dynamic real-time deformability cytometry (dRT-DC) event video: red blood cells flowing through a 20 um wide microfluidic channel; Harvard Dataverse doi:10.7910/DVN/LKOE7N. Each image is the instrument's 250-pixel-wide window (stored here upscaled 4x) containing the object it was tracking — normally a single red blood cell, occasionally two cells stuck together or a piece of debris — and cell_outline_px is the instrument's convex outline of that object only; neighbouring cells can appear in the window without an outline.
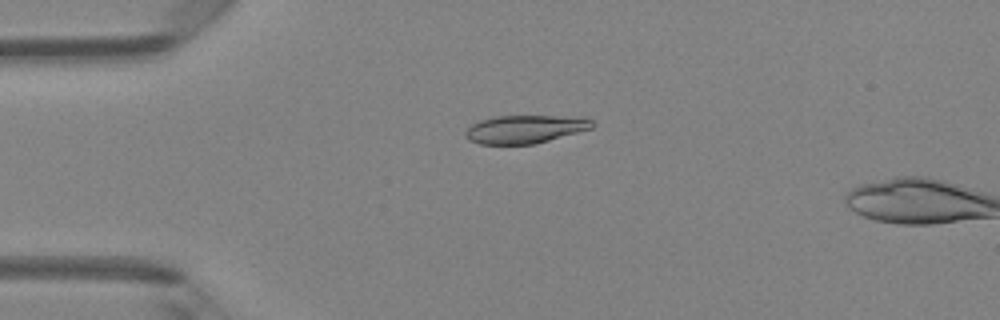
{"species": "Egyptian fruit bat (a non-hibernating species)", "species_latin": "Rousettus aegyptiacus", "temperature_condition": "room temperature", "stored_images_in_passage": 14, "camera_frame_rate_fps": 3000, "um_per_image_px": 0.085, "animal": {"sex": "female"}, "frame": {"image": 1, "passage_image": 12, "time_ms": 3.667, "image_size_px": [1000, 320], "cell_outline_px": [[596, 124], [592, 128], [536, 144], [480, 144], [468, 140], [464, 136], [464, 132], [472, 124], [480, 120], [496, 116], [584, 116], [592, 120]], "centroid_in_image_um": [44.65, 10.97], "position_along_channel_um": 40.3, "area_um2": 21.04}}